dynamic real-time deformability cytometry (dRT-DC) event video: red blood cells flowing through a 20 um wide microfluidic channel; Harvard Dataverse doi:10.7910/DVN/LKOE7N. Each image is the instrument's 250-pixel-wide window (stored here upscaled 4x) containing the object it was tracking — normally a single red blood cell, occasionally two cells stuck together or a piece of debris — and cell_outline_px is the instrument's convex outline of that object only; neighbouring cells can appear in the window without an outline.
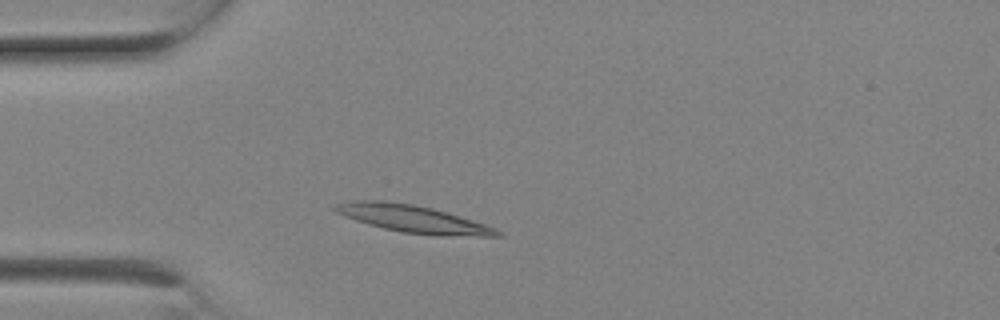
{"species": "Egyptian fruit bat (a non-hibernating species)", "species_latin": "Rousettus aegyptiacus", "temperature_condition": "room temperature", "stored_images_in_passage": 7, "camera_frame_rate_fps": 3000, "um_per_image_px": 0.085, "animal": {"sex": "female"}, "frame": {"image": 1, "passage_image": 4, "time_ms": 1.0, "image_size_px": [1000, 320], "cell_outline_px": [[504, 236], [440, 236], [400, 232], [368, 224], [344, 216], [336, 212], [332, 208], [332, 204], [356, 200], [384, 200], [412, 204], [432, 208], [472, 220], [496, 228], [504, 232]], "centroid_in_image_um": [35.1, 18.61], "position_along_channel_um": 49.9, "area_um2": 25.95}}
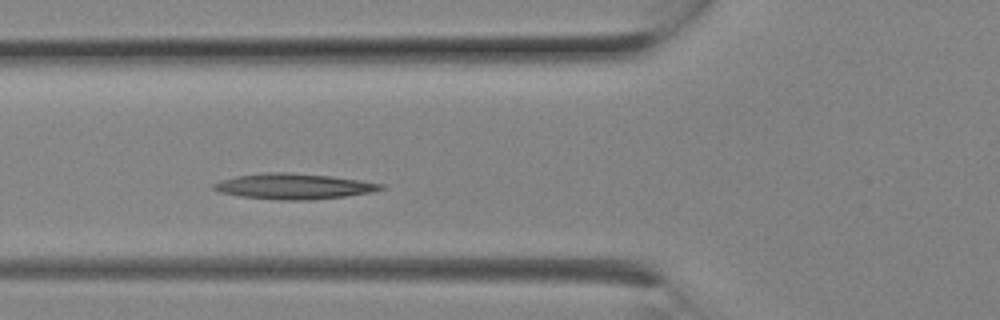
{"frame": {"image": 2, "passage_image": 6, "time_ms": 1.667, "image_size_px": [1000, 320], "cell_outline_px": [[388, 188], [372, 192], [344, 196], [308, 200], [280, 200], [240, 196], [220, 192], [212, 188], [212, 184], [220, 180], [236, 176], [264, 172], [288, 172], [332, 176], [360, 180], [384, 184]], "centroid_in_image_um": [24.98, 15.83], "position_along_channel_um": 100.8, "area_um2": 25.03}}
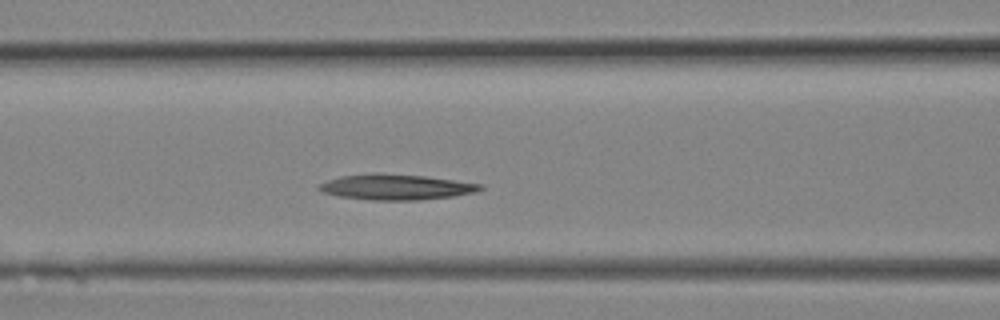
{"frame": {"image": 3, "passage_image": 7, "time_ms": 2.0, "image_size_px": [1000, 320], "cell_outline_px": [[484, 188], [476, 192], [452, 196], [420, 200], [372, 200], [340, 196], [324, 192], [316, 188], [320, 184], [328, 180], [340, 176], [376, 172], [380, 172], [424, 176], [484, 184]], "centroid_in_image_um": [33.68, 15.88], "position_along_channel_um": 132.9, "area_um2": 24.04}}